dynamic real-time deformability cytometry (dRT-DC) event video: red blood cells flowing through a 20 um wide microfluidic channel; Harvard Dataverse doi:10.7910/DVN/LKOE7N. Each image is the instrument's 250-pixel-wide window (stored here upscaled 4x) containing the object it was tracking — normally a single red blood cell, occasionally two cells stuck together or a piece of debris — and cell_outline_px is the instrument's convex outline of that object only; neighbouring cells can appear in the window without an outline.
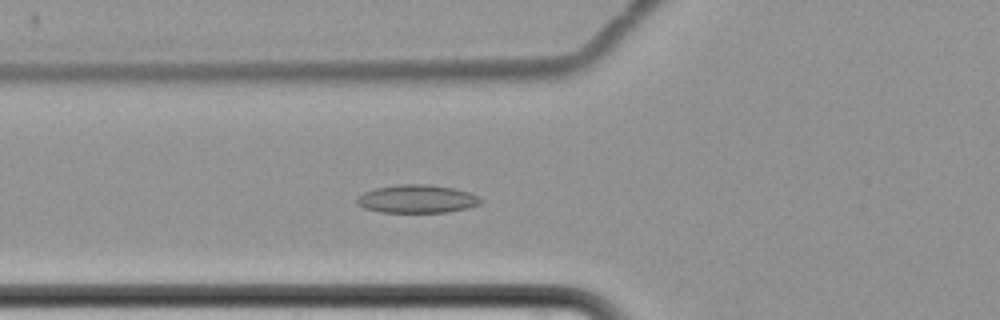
{"species": "common noctule bat (a hibernating species)", "species_latin": "Nyctalus noctula", "temperature_condition": "cold", "stored_images_in_passage": 8, "camera_frame_rate_fps": 3000, "um_per_image_px": 0.085, "animal": {"sex": "female", "body_mass_g": 22.7, "forearm_length_mm": 54.2}, "frame": {"image": 1, "passage_image": 8, "time_ms": 9.0, "image_size_px": [1000, 320], "cell_outline_px": [[484, 200], [480, 204], [468, 208], [448, 212], [380, 212], [364, 208], [356, 204], [356, 200], [364, 192], [372, 188], [400, 184], [428, 184], [452, 188], [468, 192], [480, 196]], "centroid_in_image_um": [35.46, 16.91], "position_along_channel_um": 90.3, "area_um2": 20.46}}